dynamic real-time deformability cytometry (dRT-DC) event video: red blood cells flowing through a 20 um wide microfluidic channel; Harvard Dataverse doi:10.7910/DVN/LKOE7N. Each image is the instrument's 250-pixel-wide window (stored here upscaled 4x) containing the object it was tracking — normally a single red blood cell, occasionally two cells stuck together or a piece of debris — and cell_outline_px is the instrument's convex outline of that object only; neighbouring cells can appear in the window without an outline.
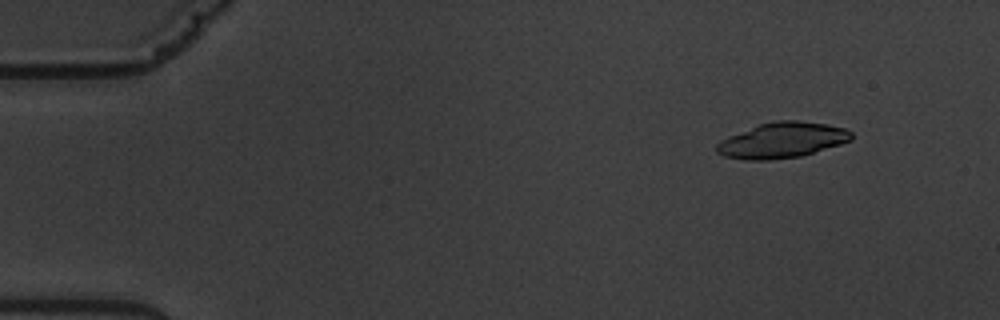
{"species": "common noctule bat (a hibernating species)", "species_latin": "Nyctalus noctula", "temperature_condition": "warm", "stored_images_in_passage": 4, "camera_frame_rate_fps": 3000, "um_per_image_px": 0.085, "animal": {"sex": "male", "body_mass_g": 19.5, "forearm_length_mm": 54.6}, "frame": {"image": 1, "passage_image": 1, "time_ms": 0.0, "image_size_px": [1000, 320], "cell_outline_px": [[852, 140], [840, 144], [800, 156], [768, 160], [744, 160], [724, 156], [716, 152], [716, 144], [720, 140], [728, 136], [760, 124], [776, 120], [796, 120], [828, 124], [844, 128], [852, 132]], "centroid_in_image_um": [66.46, 11.92], "position_along_channel_um": 18.5, "area_um2": 27.8}}
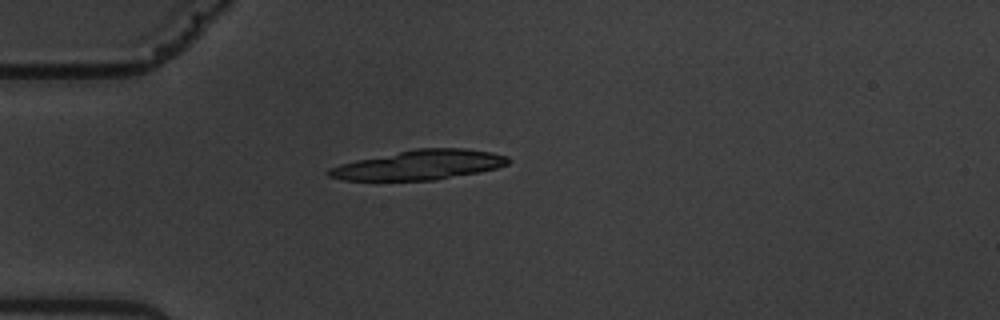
{"frame": {"image": 2, "passage_image": 4, "time_ms": 3.333, "image_size_px": [1000, 320], "cell_outline_px": [[512, 160], [508, 164], [496, 168], [480, 172], [436, 180], [344, 180], [328, 176], [324, 172], [328, 168], [340, 164], [356, 160], [416, 148], [464, 148], [492, 152], [508, 156]], "centroid_in_image_um": [35.66, 14.02], "position_along_channel_um": 49.3, "area_um2": 31.1}}